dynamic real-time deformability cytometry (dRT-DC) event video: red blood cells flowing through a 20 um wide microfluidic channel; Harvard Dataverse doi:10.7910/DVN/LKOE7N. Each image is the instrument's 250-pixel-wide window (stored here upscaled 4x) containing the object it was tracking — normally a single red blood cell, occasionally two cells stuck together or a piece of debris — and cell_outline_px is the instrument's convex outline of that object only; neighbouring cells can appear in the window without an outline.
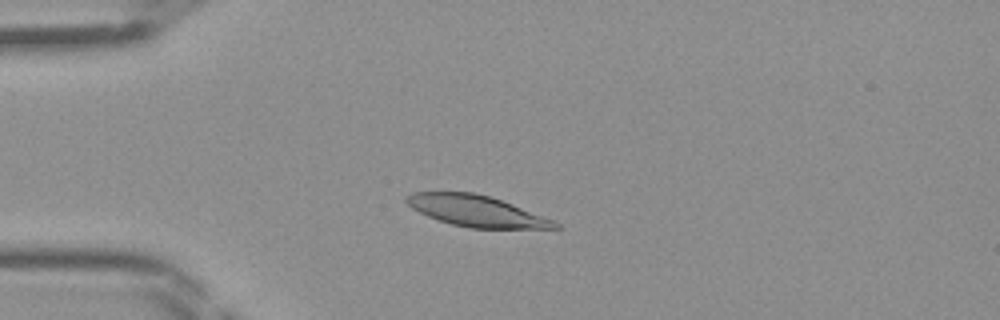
{"species": "Egyptian fruit bat (a non-hibernating species)", "species_latin": "Rousettus aegyptiacus", "temperature_condition": "room temperature", "stored_images_in_passage": 44, "camera_frame_rate_fps": 3000, "um_per_image_px": 0.085, "frame": {"image": 1, "passage_image": 10, "time_ms": 3.0, "image_size_px": [1000, 320], "cell_outline_px": [[560, 228], [468, 228], [452, 224], [428, 216], [412, 208], [404, 200], [404, 196], [412, 192], [472, 192], [488, 196], [512, 204], [552, 220], [560, 224]], "centroid_in_image_um": [40.44, 17.93], "position_along_channel_um": 44.6, "area_um2": 26.47}}
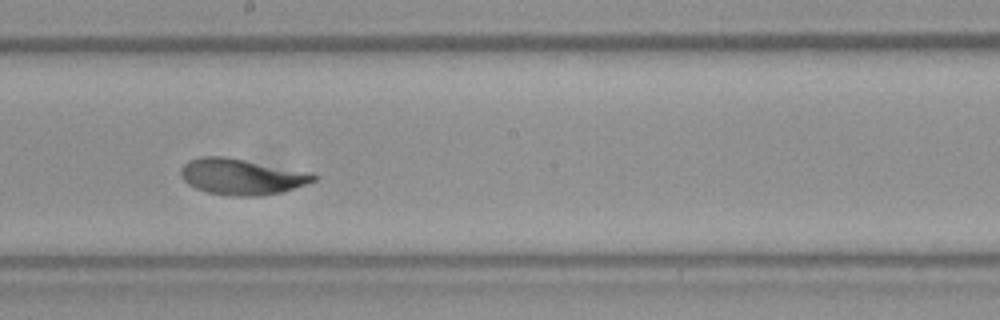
{"frame": {"image": 2, "passage_image": 24, "time_ms": 7.667, "image_size_px": [1000, 320], "cell_outline_px": [[320, 176], [316, 180], [280, 192], [260, 196], [232, 196], [208, 192], [196, 188], [188, 184], [180, 176], [180, 168], [188, 160], [200, 156], [224, 156], [312, 172]], "centroid_in_image_um": [20.52, 15.0], "position_along_channel_um": 227.7, "area_um2": 27.92}}
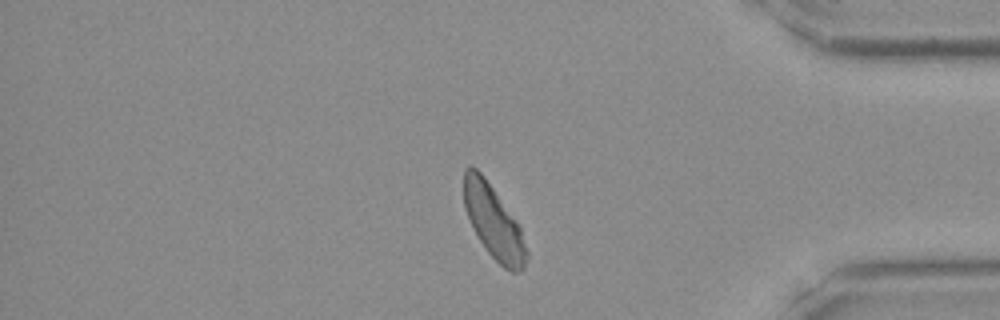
{"frame": {"image": 3, "passage_image": 37, "time_ms": 12.0, "image_size_px": [1000, 320], "cell_outline_px": [[528, 256], [524, 268], [520, 272], [512, 272], [504, 268], [488, 252], [480, 240], [464, 208], [464, 168], [476, 168], [484, 176], [520, 228], [528, 252]], "centroid_in_image_um": [41.96, 18.91], "position_along_channel_um": 393.2, "area_um2": 25.95}}